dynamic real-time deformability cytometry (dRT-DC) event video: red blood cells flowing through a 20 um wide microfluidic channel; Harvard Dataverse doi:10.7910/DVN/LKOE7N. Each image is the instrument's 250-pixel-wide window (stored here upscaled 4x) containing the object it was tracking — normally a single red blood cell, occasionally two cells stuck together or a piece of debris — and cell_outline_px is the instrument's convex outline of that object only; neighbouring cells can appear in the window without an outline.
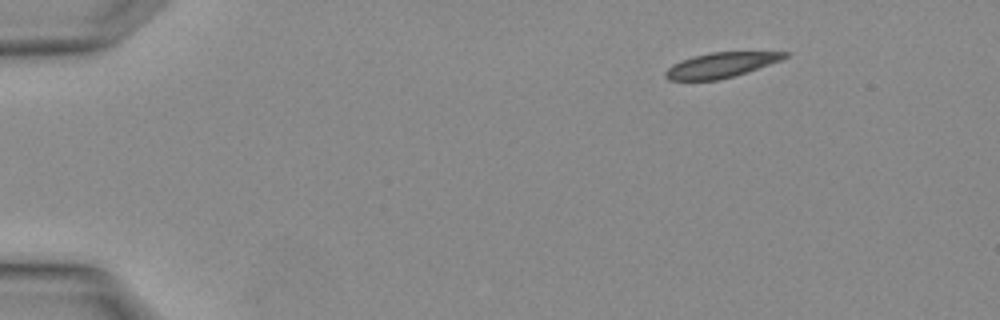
{"species": "Egyptian fruit bat (a non-hibernating species)", "species_latin": "Rousettus aegyptiacus", "temperature_condition": "warm", "stored_images_in_passage": 2, "camera_frame_rate_fps": 3000, "um_per_image_px": 0.085, "animal": {"sex": "female"}, "frame": {"image": 1, "passage_image": 1, "time_ms": 0.0, "image_size_px": [1000, 320], "cell_outline_px": [[788, 56], [780, 60], [732, 76], [716, 80], [668, 80], [664, 76], [664, 72], [672, 64], [680, 60], [692, 56], [712, 52], [788, 52]], "centroid_in_image_um": [61.18, 5.52], "position_along_channel_um": 23.8, "area_um2": 17.05}}
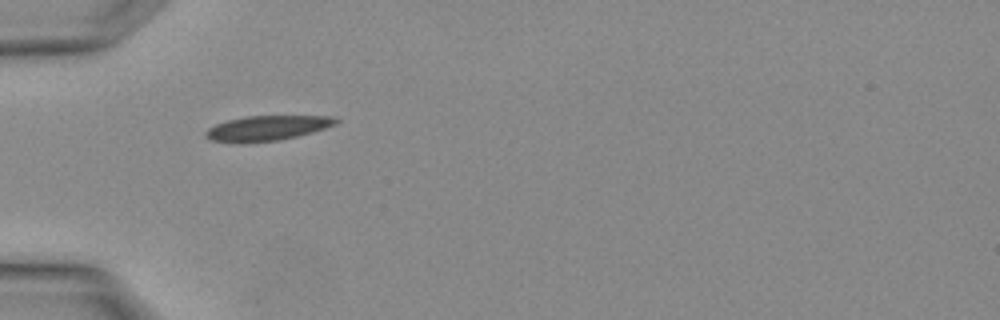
{"frame": {"image": 2, "passage_image": 2, "time_ms": 0.333, "image_size_px": [1000, 320], "cell_outline_px": [[340, 120], [336, 124], [312, 132], [280, 140], [212, 140], [204, 136], [204, 132], [208, 128], [216, 124], [228, 120], [248, 116], [332, 116]], "centroid_in_image_um": [22.77, 10.84], "position_along_channel_um": 62.2, "area_um2": 18.03}}